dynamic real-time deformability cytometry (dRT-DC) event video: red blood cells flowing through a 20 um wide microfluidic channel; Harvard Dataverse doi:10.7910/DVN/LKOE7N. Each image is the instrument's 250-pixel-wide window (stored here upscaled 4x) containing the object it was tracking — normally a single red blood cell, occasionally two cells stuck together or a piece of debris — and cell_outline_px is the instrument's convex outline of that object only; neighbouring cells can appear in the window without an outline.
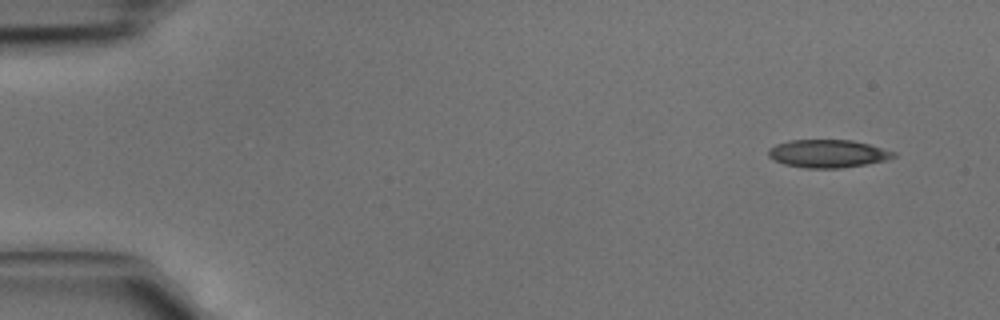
{"species": "common noctule bat (a hibernating species)", "species_latin": "Nyctalus noctula", "temperature_condition": "cold", "stored_images_in_passage": 3, "camera_frame_rate_fps": 3000, "um_per_image_px": 0.085, "animal": {"sex": "male", "body_mass_g": 15.6}, "frame": {"image": 1, "passage_image": 1, "time_ms": 0.0, "image_size_px": [1000, 320], "cell_outline_px": [[896, 156], [884, 160], [864, 164], [840, 168], [804, 168], [784, 164], [768, 156], [768, 148], [776, 144], [788, 140], [852, 140], [868, 144], [896, 152]], "centroid_in_image_um": [70.33, 13.05], "position_along_channel_um": 14.7, "area_um2": 20.23}}